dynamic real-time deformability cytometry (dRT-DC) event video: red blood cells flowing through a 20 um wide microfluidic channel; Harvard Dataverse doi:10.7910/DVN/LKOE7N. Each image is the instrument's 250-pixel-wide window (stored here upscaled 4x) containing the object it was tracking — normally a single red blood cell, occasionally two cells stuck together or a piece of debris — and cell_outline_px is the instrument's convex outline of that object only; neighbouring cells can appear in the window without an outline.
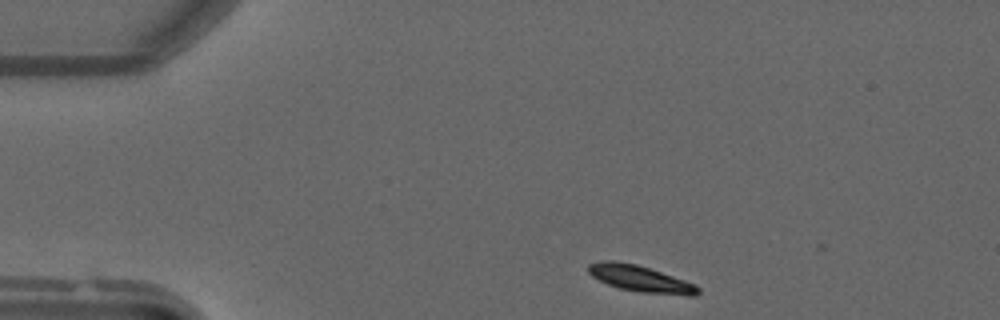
{"species": "common noctule bat (a hibernating species)", "species_latin": "Nyctalus noctula", "temperature_condition": "warm", "stored_images_in_passage": 42, "camera_frame_rate_fps": 3000, "um_per_image_px": 0.085, "animal": {"sex": "male", "forearm_length_mm": 52.5}, "frame": {"image": 1, "passage_image": 1, "time_ms": 0.0, "image_size_px": [1000, 320], "cell_outline_px": [[700, 292], [696, 296], [688, 296], [640, 292], [620, 288], [608, 284], [592, 276], [588, 272], [588, 264], [600, 260], [616, 260], [636, 264], [696, 284], [700, 288]], "centroid_in_image_um": [54.44, 23.69], "position_along_channel_um": 30.6, "area_um2": 16.88}}
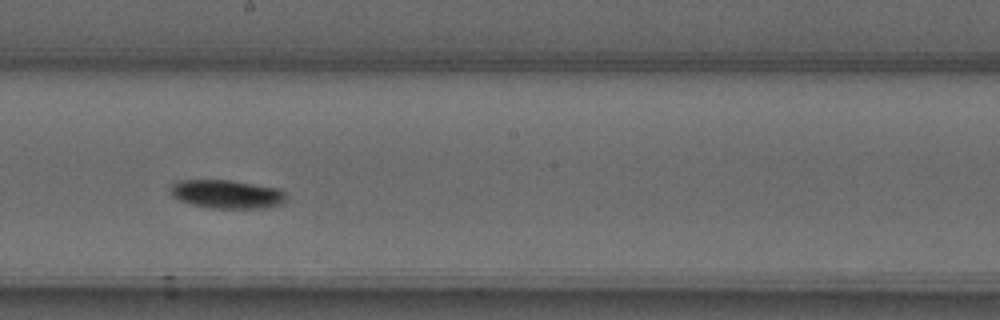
{"frame": {"image": 2, "passage_image": 20, "time_ms": 6.333, "image_size_px": [1000, 320], "cell_outline_px": [[288, 200], [284, 204], [264, 208], [208, 208], [192, 204], [180, 200], [172, 196], [172, 184], [180, 180], [232, 180], [280, 188], [288, 196]], "centroid_in_image_um": [19.38, 16.5], "position_along_channel_um": 228.8, "area_um2": 19.48}}
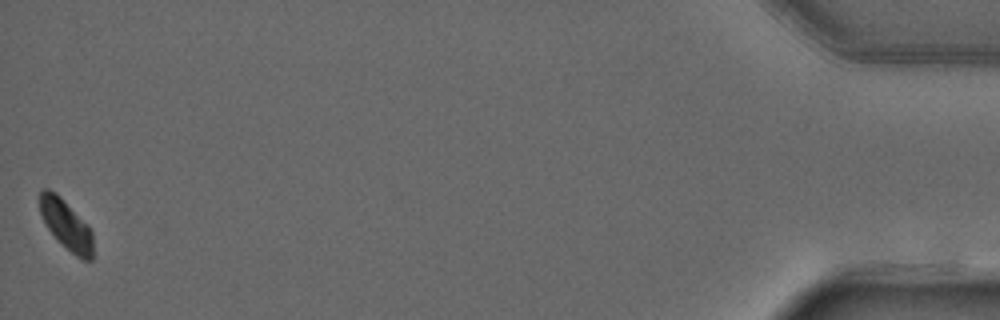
{"frame": {"image": 3, "passage_image": 42, "time_ms": 13.667, "image_size_px": [1000, 320], "cell_outline_px": [[92, 260], [84, 260], [76, 256], [48, 228], [40, 212], [40, 192], [44, 188], [48, 188], [56, 192], [88, 224], [92, 232]], "centroid_in_image_um": [5.64, 19.06], "position_along_channel_um": 429.6, "area_um2": 15.03}}